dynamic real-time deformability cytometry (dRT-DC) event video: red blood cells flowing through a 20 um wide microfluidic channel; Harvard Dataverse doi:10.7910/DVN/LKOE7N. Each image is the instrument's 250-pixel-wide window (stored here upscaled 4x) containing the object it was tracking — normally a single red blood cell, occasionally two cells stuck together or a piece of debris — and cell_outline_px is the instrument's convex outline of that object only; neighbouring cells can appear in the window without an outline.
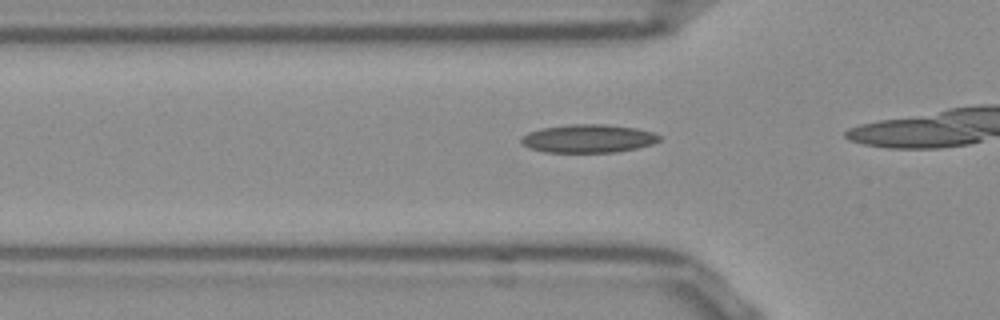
{"species": "Egyptian fruit bat (a non-hibernating species)", "species_latin": "Rousettus aegyptiacus", "temperature_condition": "room temperature", "stored_images_in_passage": 12, "camera_frame_rate_fps": 3000, "um_per_image_px": 0.085, "frame": {"image": 1, "passage_image": 7, "time_ms": 2.0, "image_size_px": [1000, 320], "cell_outline_px": [[660, 140], [652, 144], [636, 148], [616, 152], [544, 152], [528, 148], [520, 144], [520, 140], [528, 132], [540, 128], [568, 124], [608, 124], [636, 128], [652, 132], [660, 136]], "centroid_in_image_um": [49.96, 11.77], "position_along_channel_um": 75.8, "area_um2": 22.89}}
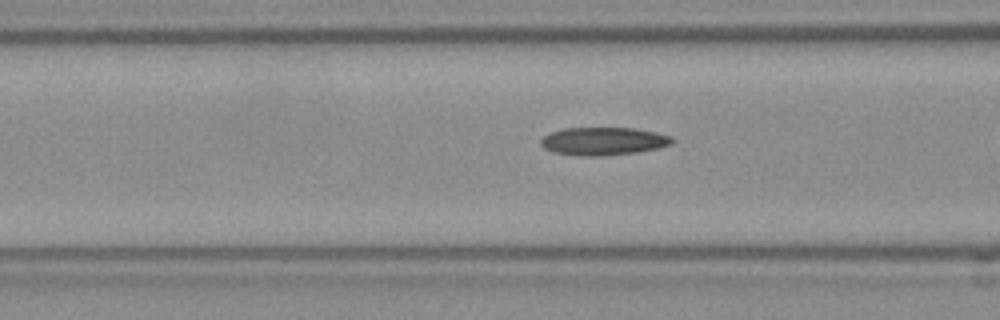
{"frame": {"image": 2, "passage_image": 10, "time_ms": 3.0, "image_size_px": [1000, 320], "cell_outline_px": [[672, 144], [660, 148], [636, 152], [600, 156], [584, 156], [552, 152], [544, 148], [540, 144], [540, 140], [544, 136], [552, 132], [564, 128], [636, 128], [656, 132], [672, 136]], "centroid_in_image_um": [51.3, 12.0], "position_along_channel_um": 115.3, "area_um2": 21.39}}